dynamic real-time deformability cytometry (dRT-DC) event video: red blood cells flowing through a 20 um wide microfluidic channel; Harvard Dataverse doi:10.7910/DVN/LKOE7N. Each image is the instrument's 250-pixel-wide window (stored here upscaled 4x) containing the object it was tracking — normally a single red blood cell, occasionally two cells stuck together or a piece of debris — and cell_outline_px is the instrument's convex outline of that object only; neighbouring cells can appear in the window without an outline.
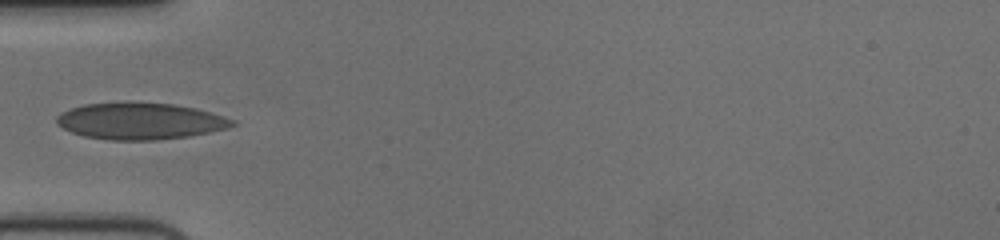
{"species": "human", "species_latin": "Homo sapiens", "temperature_condition": "cold", "stored_images_in_passage": 6, "camera_frame_rate_fps": 3000, "um_per_image_px": 0.085, "donor": {"sex": "female"}, "frame": {"image": 1, "passage_image": 1, "time_ms": 0.0, "image_size_px": [1000, 240], "cell_outline_px": [[236, 124], [228, 128], [188, 136], [156, 140], [108, 140], [84, 136], [72, 132], [56, 124], [56, 116], [60, 112], [84, 104], [128, 100], [136, 100], [172, 104], [196, 108], [224, 116], [236, 120]], "centroid_in_image_um": [11.89, 10.26], "position_along_channel_um": 73.1, "area_um2": 38.21}}
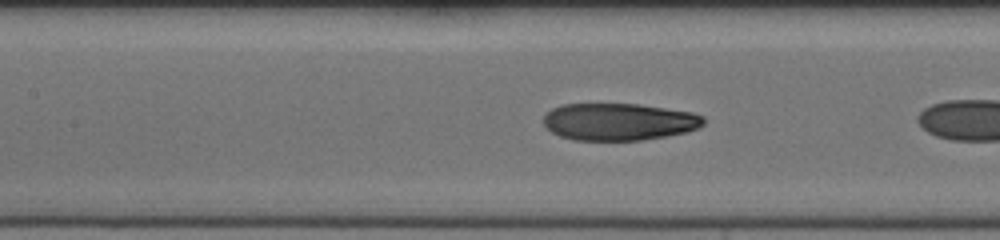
{"frame": {"image": 2, "passage_image": 5, "time_ms": 1.333, "image_size_px": [1000, 240], "cell_outline_px": [[704, 124], [688, 132], [668, 136], [644, 140], [572, 140], [560, 136], [552, 132], [544, 124], [544, 116], [552, 108], [564, 104], [640, 104], [692, 112], [704, 116]], "centroid_in_image_um": [52.63, 10.35], "position_along_channel_um": 154.8, "area_um2": 34.8}}